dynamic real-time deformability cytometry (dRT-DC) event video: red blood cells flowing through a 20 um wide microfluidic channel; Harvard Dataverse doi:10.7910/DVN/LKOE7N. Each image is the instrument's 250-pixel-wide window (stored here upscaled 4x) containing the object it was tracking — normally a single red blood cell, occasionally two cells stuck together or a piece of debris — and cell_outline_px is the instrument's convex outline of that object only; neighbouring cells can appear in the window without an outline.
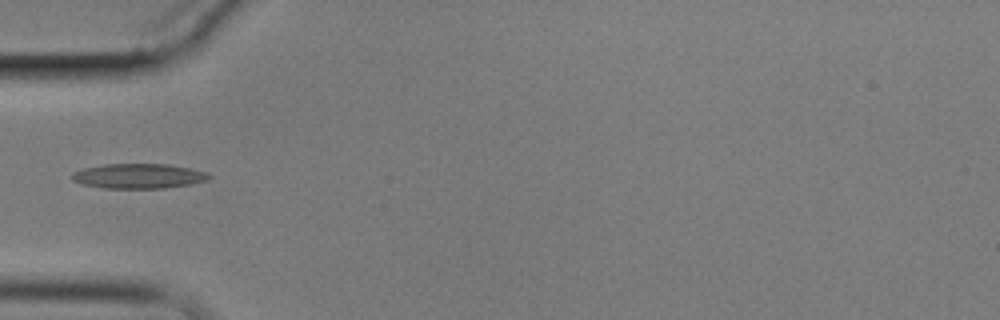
{"species": "common noctule bat (a hibernating species)", "species_latin": "Nyctalus noctula", "temperature_condition": "cold", "stored_images_in_passage": 3, "camera_frame_rate_fps": 3000, "um_per_image_px": 0.085, "animal": {"sex": "male", "body_mass_g": 17.9}, "frame": {"image": 1, "passage_image": 3, "time_ms": 4.667, "image_size_px": [1000, 320], "cell_outline_px": [[212, 176], [208, 180], [188, 184], [164, 188], [104, 188], [84, 184], [72, 180], [68, 176], [72, 172], [84, 168], [104, 164], [168, 164], [208, 172]], "centroid_in_image_um": [11.75, 14.96], "position_along_channel_um": 73.2, "area_um2": 19.83}}